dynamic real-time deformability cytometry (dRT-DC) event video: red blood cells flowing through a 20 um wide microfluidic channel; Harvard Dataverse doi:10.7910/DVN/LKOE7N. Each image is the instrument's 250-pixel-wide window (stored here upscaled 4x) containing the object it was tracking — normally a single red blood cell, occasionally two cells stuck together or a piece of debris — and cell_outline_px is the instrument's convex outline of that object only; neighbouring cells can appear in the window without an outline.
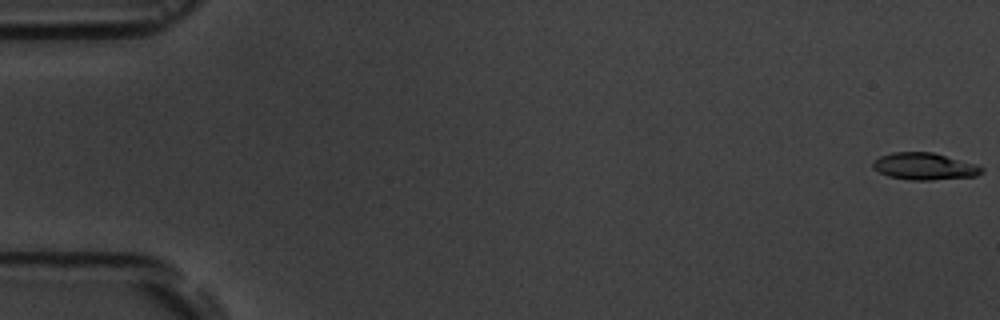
{"species": "common noctule bat (a hibernating species)", "species_latin": "Nyctalus noctula", "temperature_condition": "room temperature", "stored_images_in_passage": 7, "camera_frame_rate_fps": 3000, "um_per_image_px": 0.085, "animal": {"sex": "male", "body_mass_g": 19.5, "forearm_length_mm": 54.6}, "frame": {"image": 1, "passage_image": 1, "time_ms": 0.0, "image_size_px": [1000, 320], "cell_outline_px": [[984, 172], [976, 176], [932, 180], [912, 180], [888, 176], [872, 168], [872, 164], [880, 156], [892, 152], [932, 152], [976, 164], [984, 168]], "centroid_in_image_um": [78.6, 14.14], "position_along_channel_um": 6.4, "area_um2": 17.05}}
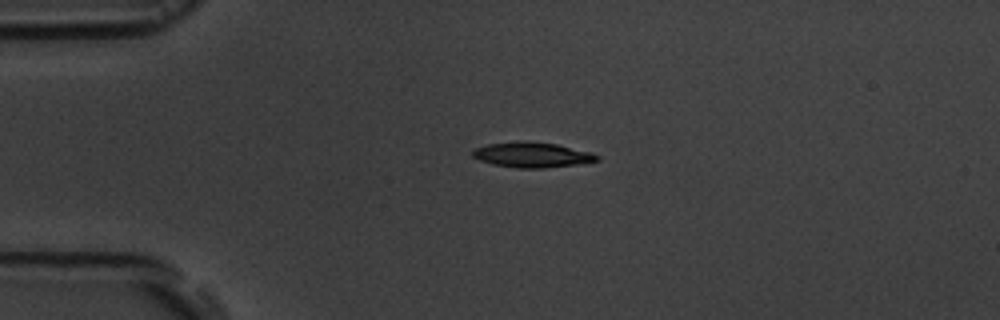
{"frame": {"image": 2, "passage_image": 5, "time_ms": 4.333, "image_size_px": [1000, 320], "cell_outline_px": [[600, 160], [576, 164], [544, 168], [516, 168], [492, 164], [480, 160], [472, 156], [472, 152], [476, 148], [488, 144], [516, 140], [524, 140], [556, 144], [592, 152], [600, 156]], "centroid_in_image_um": [45.23, 13.15], "position_along_channel_um": 39.8, "area_um2": 18.38}}
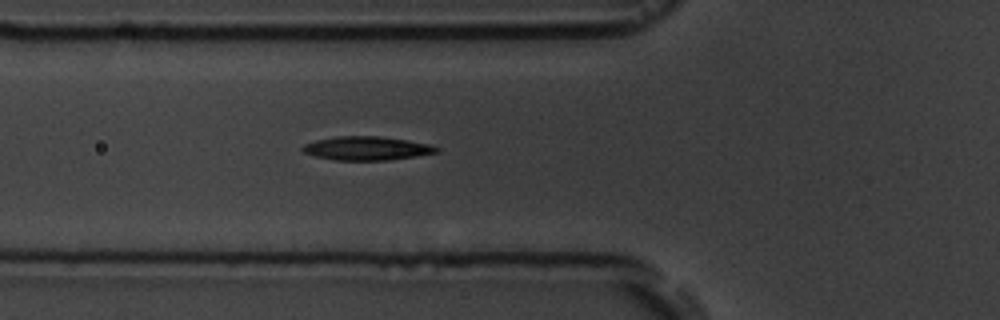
{"frame": {"image": 3, "passage_image": 7, "time_ms": 6.667, "image_size_px": [1000, 320], "cell_outline_px": [[440, 152], [416, 156], [388, 160], [336, 160], [316, 156], [304, 152], [300, 148], [304, 144], [316, 140], [336, 136], [380, 136], [408, 140], [432, 144], [440, 148]], "centroid_in_image_um": [31.22, 12.6], "position_along_channel_um": 94.6, "area_um2": 18.61}}